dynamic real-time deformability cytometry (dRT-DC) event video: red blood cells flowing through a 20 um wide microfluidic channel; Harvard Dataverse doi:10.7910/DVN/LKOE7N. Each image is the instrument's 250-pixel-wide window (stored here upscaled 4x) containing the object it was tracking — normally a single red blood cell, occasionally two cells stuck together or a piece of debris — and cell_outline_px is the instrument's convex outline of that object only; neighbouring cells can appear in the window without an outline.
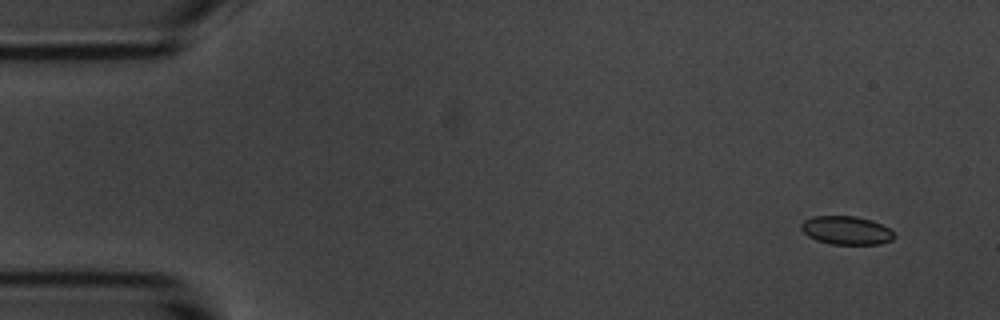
{"species": "common noctule bat (a hibernating species)", "species_latin": "Nyctalus noctula", "temperature_condition": "room temperature", "stored_images_in_passage": 53, "segment_of_instrument_passage": [1, 2], "camera_frame_rate_fps": 3000, "um_per_image_px": 0.085, "animal": {"sex": "male", "body_mass_g": 20.1, "forearm_length_mm": 53.5}, "frame": {"image": 1, "passage_image": 1, "time_ms": 0.0, "image_size_px": [1000, 320], "cell_outline_px": [[896, 236], [892, 240], [880, 244], [832, 244], [816, 240], [808, 236], [800, 228], [800, 224], [804, 220], [812, 216], [856, 216], [872, 220], [888, 228]], "centroid_in_image_um": [71.92, 19.57], "position_along_channel_um": 13.1, "area_um2": 15.43}}
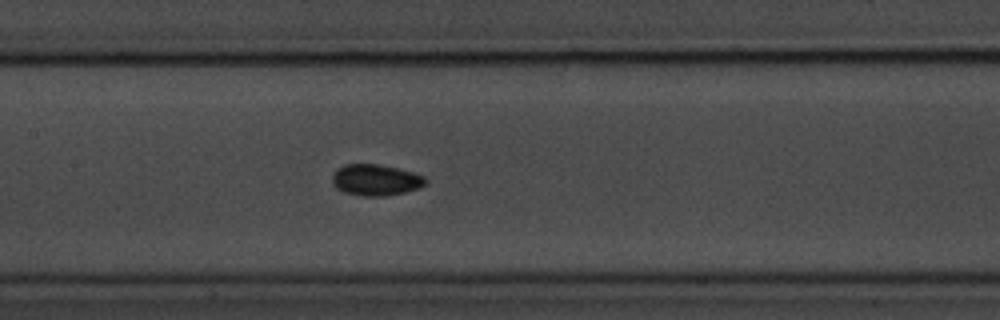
{"frame": {"image": 2, "passage_image": 23, "time_ms": 7.333, "image_size_px": [1000, 320], "cell_outline_px": [[428, 180], [420, 188], [404, 192], [384, 196], [360, 196], [344, 192], [336, 188], [332, 184], [332, 176], [336, 168], [344, 164], [376, 164], [396, 168], [412, 172], [424, 176]], "centroid_in_image_um": [31.9, 15.3], "position_along_channel_um": 175.5, "area_um2": 17.05}}
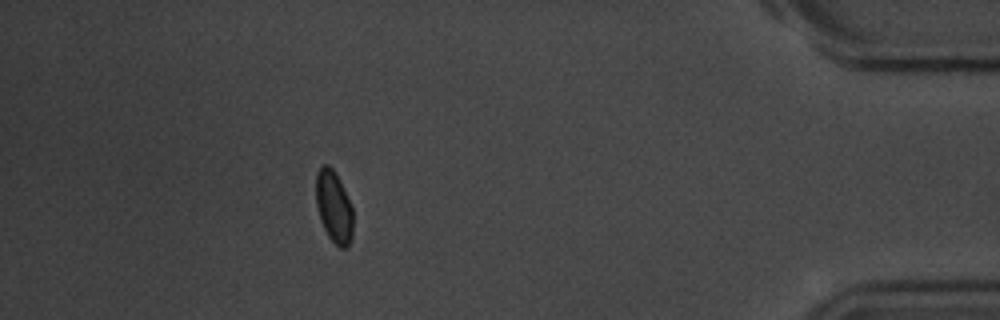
{"frame": {"image": 3, "passage_image": 46, "time_ms": 15.0, "image_size_px": [1000, 320], "cell_outline_px": [[352, 240], [348, 248], [340, 248], [328, 236], [320, 220], [316, 204], [316, 172], [324, 164], [328, 164], [336, 172], [340, 180], [352, 208]], "centroid_in_image_um": [28.37, 17.58], "position_along_channel_um": 406.8, "area_um2": 15.61}}